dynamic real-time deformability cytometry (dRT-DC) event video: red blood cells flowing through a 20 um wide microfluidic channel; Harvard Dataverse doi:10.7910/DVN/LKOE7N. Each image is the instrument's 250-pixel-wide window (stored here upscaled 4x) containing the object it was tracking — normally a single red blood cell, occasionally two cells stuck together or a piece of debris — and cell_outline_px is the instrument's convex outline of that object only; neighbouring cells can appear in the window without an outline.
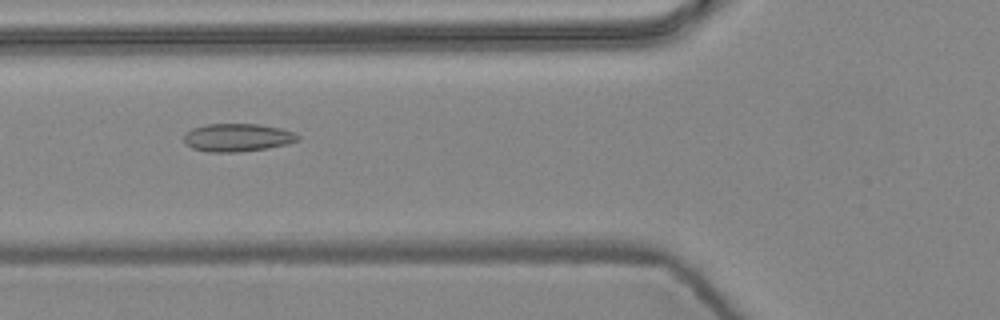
{"species": "common noctule bat (a hibernating species)", "species_latin": "Nyctalus noctula", "temperature_condition": "warm", "stored_images_in_passage": 14, "camera_frame_rate_fps": 3000, "um_per_image_px": 0.085, "animal": {"sex": "female", "body_mass_g": 24.6, "forearm_length_mm": 56.2}, "frame": {"image": 1, "passage_image": 5, "time_ms": 1.333, "image_size_px": [1000, 320], "cell_outline_px": [[300, 140], [288, 144], [268, 148], [240, 152], [208, 152], [192, 148], [184, 140], [184, 136], [192, 128], [208, 124], [256, 124], [280, 128], [292, 132], [300, 136]], "centroid_in_image_um": [20.21, 11.7], "position_along_channel_um": 105.6, "area_um2": 18.5}}
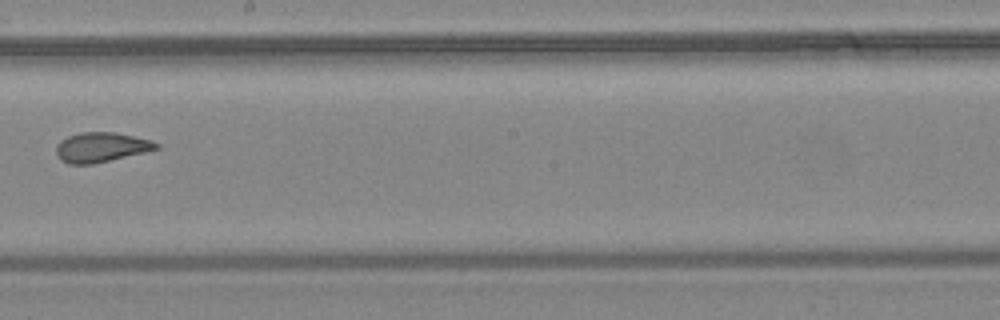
{"frame": {"image": 2, "passage_image": 8, "time_ms": 2.333, "image_size_px": [1000, 320], "cell_outline_px": [[160, 148], [144, 152], [92, 164], [68, 164], [60, 160], [56, 152], [56, 148], [60, 140], [68, 136], [80, 132], [116, 132], [152, 140], [160, 144]], "centroid_in_image_um": [8.6, 12.5], "position_along_channel_um": 239.6, "area_um2": 17.34}}
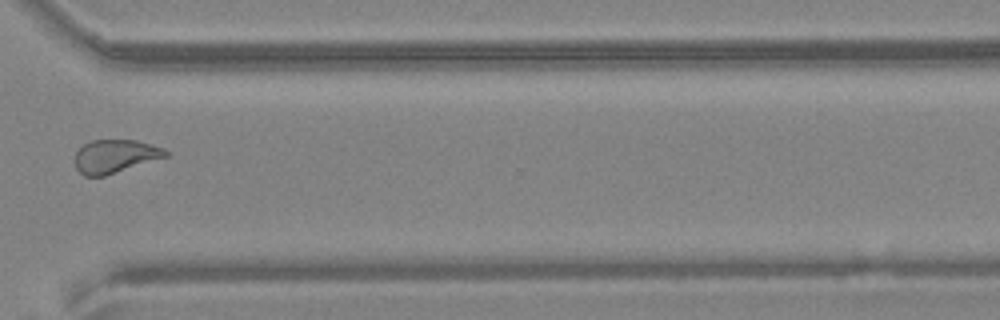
{"frame": {"image": 3, "passage_image": 11, "time_ms": 3.333, "image_size_px": [1000, 320], "cell_outline_px": [[168, 156], [104, 176], [84, 176], [76, 168], [76, 152], [84, 144], [92, 140], [136, 140], [152, 144], [164, 148], [168, 152]], "centroid_in_image_um": [9.8, 13.27], "position_along_channel_um": 360.8, "area_um2": 17.46}}